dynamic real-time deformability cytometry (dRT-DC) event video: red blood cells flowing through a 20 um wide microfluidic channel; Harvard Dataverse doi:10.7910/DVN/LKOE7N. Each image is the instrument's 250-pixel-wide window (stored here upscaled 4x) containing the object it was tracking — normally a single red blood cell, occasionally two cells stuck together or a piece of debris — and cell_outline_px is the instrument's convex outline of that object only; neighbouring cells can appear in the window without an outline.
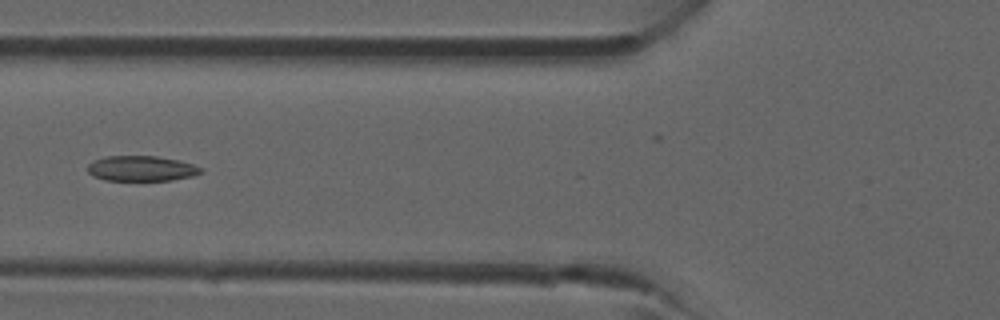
{"species": "common noctule bat (a hibernating species)", "species_latin": "Nyctalus noctula", "temperature_condition": "room temperature", "stored_images_in_passage": 20, "camera_frame_rate_fps": 3000, "um_per_image_px": 0.085, "animal": {"sex": "male", "forearm_length_mm": 52.5}, "frame": {"image": 1, "passage_image": 16, "time_ms": 5.0, "image_size_px": [1000, 320], "cell_outline_px": [[204, 172], [192, 176], [172, 180], [104, 180], [92, 176], [88, 172], [88, 164], [92, 160], [104, 156], [156, 156], [180, 160], [204, 168]], "centroid_in_image_um": [12.02, 14.31], "position_along_channel_um": 113.8, "area_um2": 16.88}}
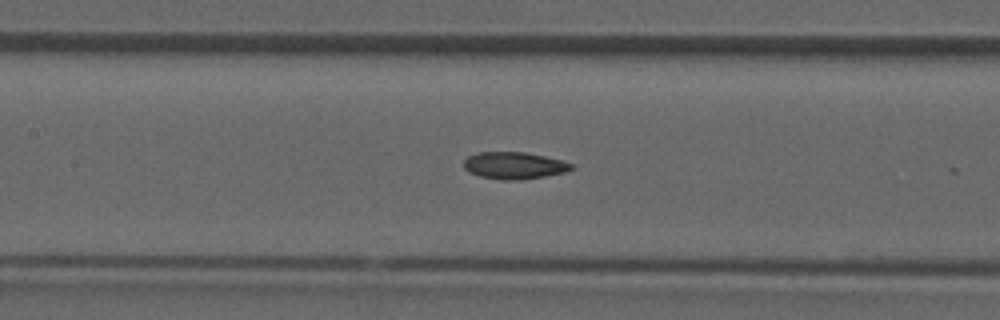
{"frame": {"image": 2, "passage_image": 19, "time_ms": 6.0, "image_size_px": [1000, 320], "cell_outline_px": [[572, 168], [564, 172], [544, 176], [508, 180], [500, 180], [480, 176], [468, 172], [464, 168], [464, 160], [468, 156], [480, 152], [524, 152], [564, 160], [572, 164]], "centroid_in_image_um": [43.67, 14.06], "position_along_channel_um": 163.7, "area_um2": 16.7}}